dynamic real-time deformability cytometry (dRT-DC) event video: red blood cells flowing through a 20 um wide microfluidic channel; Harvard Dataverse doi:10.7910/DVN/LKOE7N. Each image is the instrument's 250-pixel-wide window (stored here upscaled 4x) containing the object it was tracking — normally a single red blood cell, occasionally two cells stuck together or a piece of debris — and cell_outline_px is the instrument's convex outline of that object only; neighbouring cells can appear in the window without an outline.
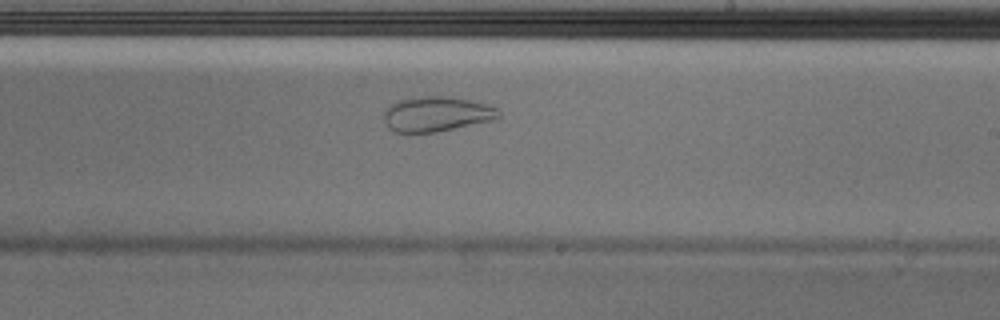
{"species": "Egyptian fruit bat (a non-hibernating species)", "species_latin": "Rousettus aegyptiacus", "temperature_condition": "cold", "stored_images_in_passage": 39, "camera_frame_rate_fps": 3000, "um_per_image_px": 0.085, "animal": {"sex": "male"}, "frame": {"image": 1, "passage_image": 17, "time_ms": 5.333, "image_size_px": [1000, 320], "cell_outline_px": [[500, 120], [436, 132], [396, 132], [388, 128], [384, 120], [384, 108], [396, 100], [420, 96], [440, 96], [468, 100], [488, 104], [496, 108], [500, 112]], "centroid_in_image_um": [37.13, 9.7], "position_along_channel_um": 251.9, "area_um2": 23.76}}